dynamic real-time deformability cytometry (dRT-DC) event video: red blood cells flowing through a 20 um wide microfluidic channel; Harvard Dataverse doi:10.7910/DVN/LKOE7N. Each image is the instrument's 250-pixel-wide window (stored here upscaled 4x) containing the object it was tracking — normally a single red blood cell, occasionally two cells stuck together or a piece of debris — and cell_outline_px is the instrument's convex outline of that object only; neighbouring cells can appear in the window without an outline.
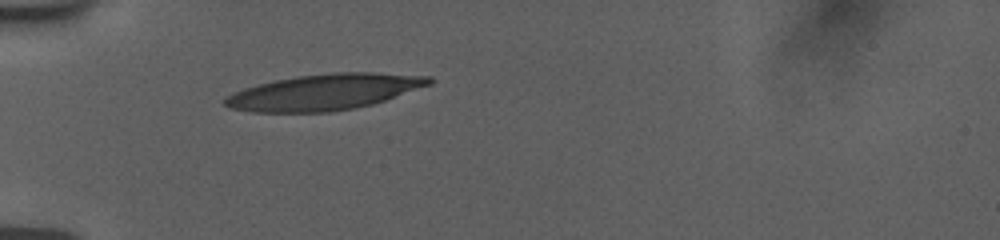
{"species": "human", "species_latin": "Homo sapiens", "temperature_condition": "room temperature", "stored_images_in_passage": 12, "camera_frame_rate_fps": 3000, "um_per_image_px": 0.085, "donor": {"sex": "female"}, "frame": {"image": 1, "passage_image": 1, "time_ms": 0.0, "image_size_px": [1000, 240], "cell_outline_px": [[436, 80], [432, 84], [372, 104], [332, 112], [252, 112], [228, 108], [224, 104], [224, 96], [232, 92], [244, 88], [276, 80], [296, 76], [332, 72], [372, 72], [432, 76]], "centroid_in_image_um": [27.57, 7.82], "position_along_channel_um": 57.4, "area_um2": 42.89}}
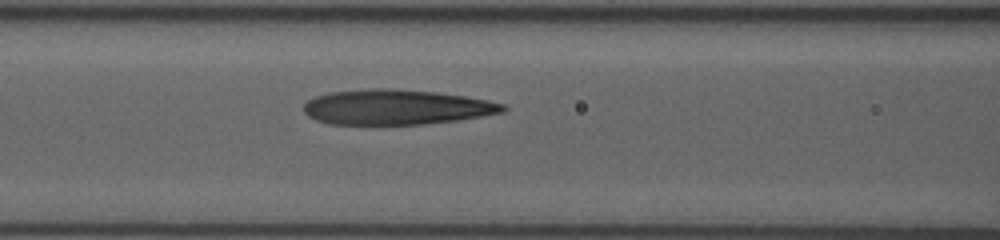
{"frame": {"image": 2, "passage_image": 6, "time_ms": 2.333, "image_size_px": [1000, 240], "cell_outline_px": [[508, 108], [504, 112], [456, 120], [424, 124], [328, 124], [316, 120], [308, 116], [304, 112], [304, 104], [308, 100], [316, 96], [328, 92], [372, 88], [392, 88], [436, 92], [464, 96], [488, 100], [504, 104]], "centroid_in_image_um": [33.66, 9.1], "position_along_channel_um": 132.9, "area_um2": 40.75}}
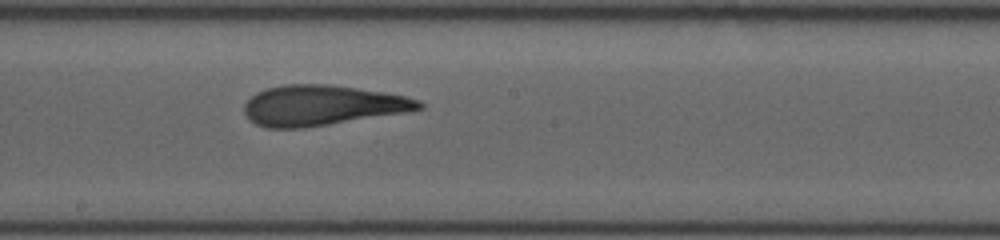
{"frame": {"image": 3, "passage_image": 12, "time_ms": 4.667, "image_size_px": [1000, 240], "cell_outline_px": [[424, 108], [408, 112], [328, 124], [300, 128], [264, 128], [248, 120], [244, 112], [244, 104], [256, 92], [264, 88], [284, 84], [328, 84], [356, 88], [404, 96], [420, 100], [424, 104]], "centroid_in_image_um": [27.33, 8.96], "position_along_channel_um": 220.9, "area_um2": 40.98}}